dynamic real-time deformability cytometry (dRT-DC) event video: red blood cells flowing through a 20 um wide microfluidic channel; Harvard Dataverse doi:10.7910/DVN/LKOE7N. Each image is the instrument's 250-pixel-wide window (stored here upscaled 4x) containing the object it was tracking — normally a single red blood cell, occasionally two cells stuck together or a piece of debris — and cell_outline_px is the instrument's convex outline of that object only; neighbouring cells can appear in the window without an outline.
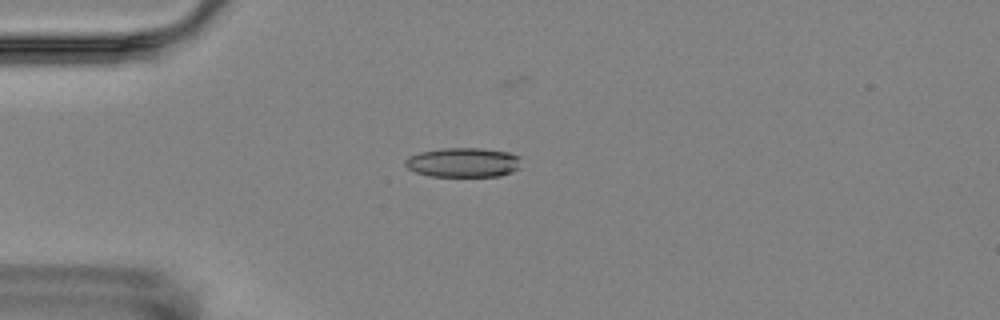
{"species": "Egyptian fruit bat (a non-hibernating species)", "species_latin": "Rousettus aegyptiacus", "temperature_condition": "room temperature", "stored_images_in_passage": 3, "camera_frame_rate_fps": 3000, "um_per_image_px": 0.085, "animal": {"sex": "female"}, "frame": {"image": 1, "passage_image": 1, "time_ms": 0.0, "image_size_px": [1000, 320], "cell_outline_px": [[520, 168], [512, 172], [500, 176], [428, 176], [416, 172], [408, 168], [404, 164], [404, 160], [408, 156], [420, 152], [444, 148], [480, 148], [512, 152], [520, 156]], "centroid_in_image_um": [39.4, 13.8], "position_along_channel_um": 45.6, "area_um2": 20.17}}
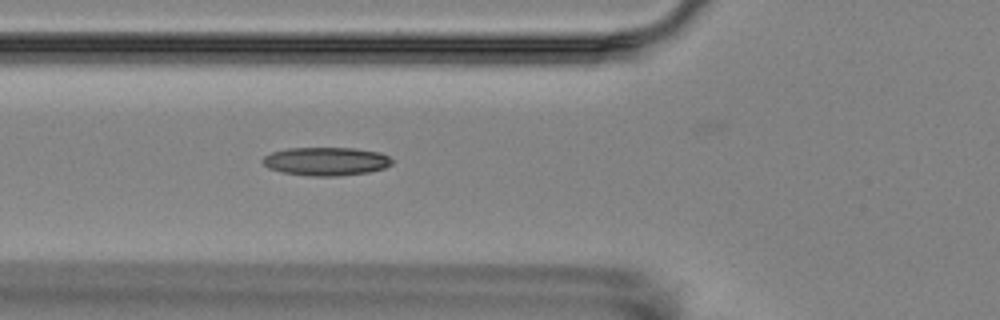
{"frame": {"image": 2, "passage_image": 3, "time_ms": 2.0, "image_size_px": [1000, 320], "cell_outline_px": [[392, 164], [384, 168], [368, 172], [336, 176], [312, 176], [284, 172], [268, 168], [260, 160], [264, 156], [272, 152], [288, 148], [356, 148], [380, 152], [388, 156], [392, 160]], "centroid_in_image_um": [27.72, 13.7], "position_along_channel_um": 98.1, "area_um2": 21.33}}